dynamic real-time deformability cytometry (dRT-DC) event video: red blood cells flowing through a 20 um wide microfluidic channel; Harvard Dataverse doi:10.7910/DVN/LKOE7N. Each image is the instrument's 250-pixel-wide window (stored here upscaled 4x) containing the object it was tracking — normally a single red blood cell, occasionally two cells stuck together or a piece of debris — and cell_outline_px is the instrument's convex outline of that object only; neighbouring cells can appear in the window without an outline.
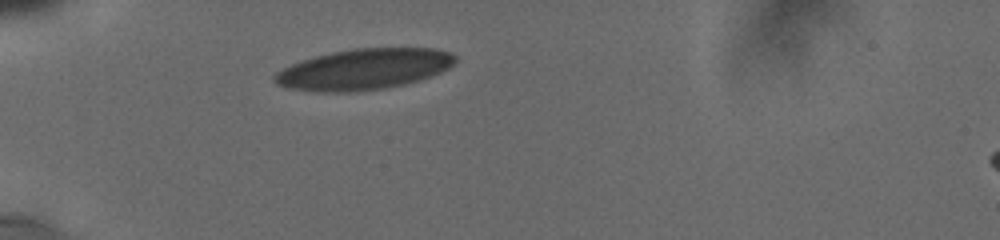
{"species": "human", "species_latin": "Homo sapiens", "temperature_condition": "cold", "stored_images_in_passage": 3, "camera_frame_rate_fps": 3000, "um_per_image_px": 0.085, "donor": {"sex": "male"}, "frame": {"image": 1, "passage_image": 1, "time_ms": 0.0, "image_size_px": [1000, 240], "cell_outline_px": [[456, 60], [448, 68], [440, 72], [404, 84], [384, 88], [348, 92], [316, 92], [284, 88], [276, 84], [272, 80], [272, 76], [276, 72], [300, 60], [332, 52], [352, 48], [436, 48], [452, 52], [456, 56]], "centroid_in_image_um": [30.87, 5.88], "position_along_channel_um": 54.1, "area_um2": 43.06}}